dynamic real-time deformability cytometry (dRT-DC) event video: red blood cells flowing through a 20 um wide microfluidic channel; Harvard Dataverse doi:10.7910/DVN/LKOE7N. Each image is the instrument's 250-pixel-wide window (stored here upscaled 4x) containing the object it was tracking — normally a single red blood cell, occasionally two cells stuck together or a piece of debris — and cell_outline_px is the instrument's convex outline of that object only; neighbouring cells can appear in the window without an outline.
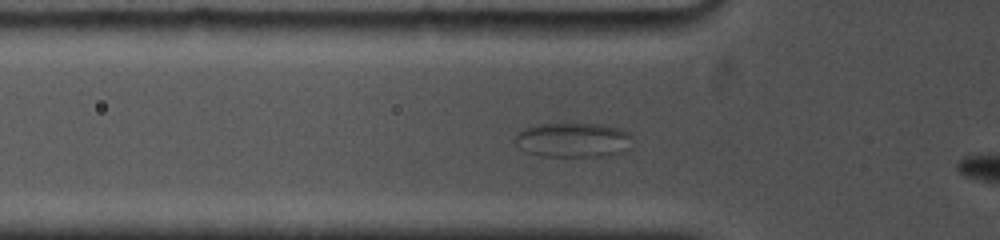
{"species": "common noctule bat (a hibernating species)", "species_latin": "Nyctalus noctula", "temperature_condition": "cold", "stored_images_in_passage": 46, "camera_frame_rate_fps": 5000, "um_per_image_px": 0.085, "animal": {"sex": "female", "body_mass_g": 19.0, "forearm_length_mm": 53.3}, "frame": {"image": 1, "passage_image": 6, "time_ms": 1.2, "image_size_px": [1000, 240], "cell_outline_px": [[632, 136], [624, 152], [604, 156], [540, 156], [528, 152], [520, 148], [512, 140], [516, 132], [524, 128], [536, 124], [600, 124], [616, 128], [628, 132]], "centroid_in_image_um": [48.64, 11.9], "position_along_channel_um": 77.2, "area_um2": 23.64}}
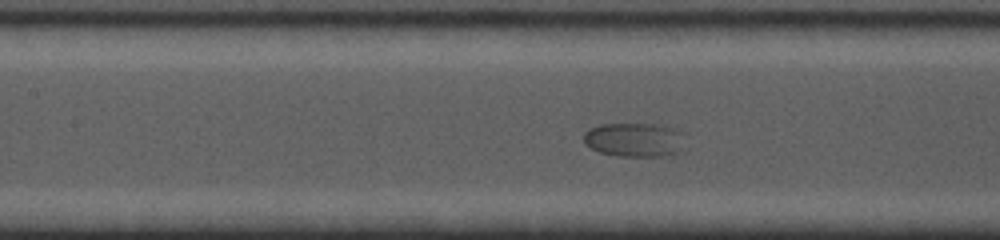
{"frame": {"image": 2, "passage_image": 17, "time_ms": 3.4, "image_size_px": [1000, 240], "cell_outline_px": [[680, 148], [676, 152], [660, 156], [620, 156], [600, 152], [584, 144], [584, 132], [588, 128], [600, 124], [660, 124], [672, 128], [680, 132]], "centroid_in_image_um": [53.81, 11.86], "position_along_channel_um": 153.6, "area_um2": 19.71}}
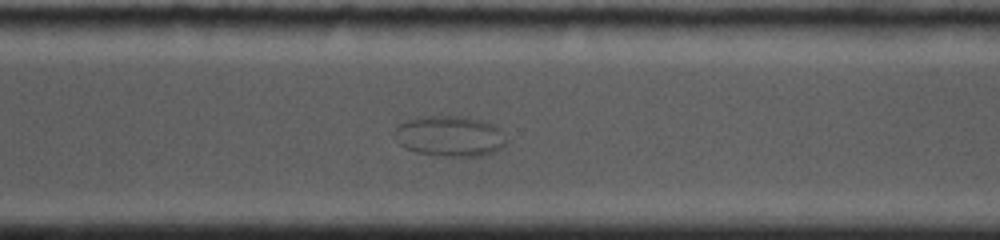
{"frame": {"image": 3, "passage_image": 33, "time_ms": 8.6, "image_size_px": [1000, 240], "cell_outline_px": [[504, 144], [500, 148], [492, 152], [480, 156], [444, 156], [416, 152], [404, 148], [400, 144], [392, 132], [404, 120], [428, 116], [464, 116], [484, 120], [496, 124], [504, 140]], "centroid_in_image_um": [38.19, 11.56], "position_along_channel_um": 332.4, "area_um2": 26.36}}